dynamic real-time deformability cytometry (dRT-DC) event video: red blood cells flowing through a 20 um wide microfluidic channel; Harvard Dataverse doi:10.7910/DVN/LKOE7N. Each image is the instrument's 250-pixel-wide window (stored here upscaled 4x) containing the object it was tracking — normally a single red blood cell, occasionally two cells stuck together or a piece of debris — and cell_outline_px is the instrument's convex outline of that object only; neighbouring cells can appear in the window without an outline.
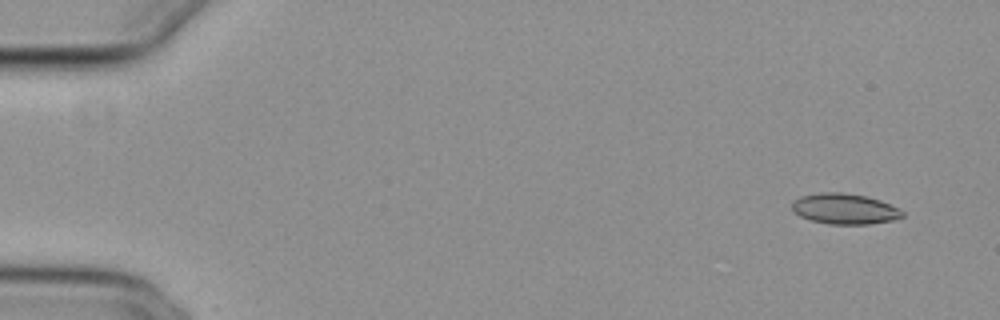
{"species": "common noctule bat (a hibernating species)", "species_latin": "Nyctalus noctula", "temperature_condition": "cold", "stored_images_in_passage": 29, "camera_frame_rate_fps": 3000, "um_per_image_px": 0.085, "animal": {"sex": "female", "body_mass_g": 29.2, "forearm_length_mm": 56.3}, "frame": {"image": 1, "passage_image": 1, "time_ms": 0.0, "image_size_px": [1000, 320], "cell_outline_px": [[904, 216], [892, 220], [868, 224], [828, 224], [812, 220], [800, 216], [792, 212], [792, 200], [800, 196], [820, 192], [840, 192], [868, 196], [880, 200], [900, 208], [904, 212]], "centroid_in_image_um": [71.78, 17.74], "position_along_channel_um": 13.2, "area_um2": 19.88}}
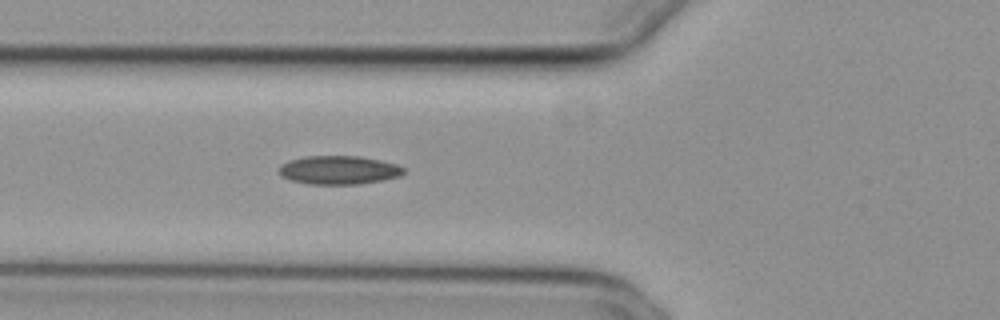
{"frame": {"image": 2, "passage_image": 18, "time_ms": 5.667, "image_size_px": [1000, 320], "cell_outline_px": [[404, 172], [400, 176], [360, 184], [308, 184], [288, 180], [280, 176], [276, 172], [280, 164], [288, 160], [304, 156], [360, 156], [380, 160], [396, 164], [404, 168]], "centroid_in_image_um": [28.71, 14.45], "position_along_channel_um": 97.1, "area_um2": 21.04}}
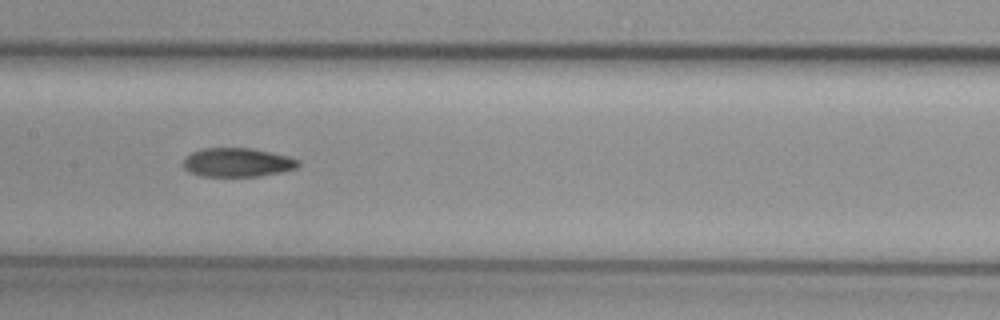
{"frame": {"image": 3, "passage_image": 25, "time_ms": 8.0, "image_size_px": [1000, 320], "cell_outline_px": [[300, 164], [296, 168], [284, 172], [260, 176], [200, 176], [188, 172], [184, 168], [184, 160], [192, 152], [204, 148], [252, 148], [288, 156], [300, 160]], "centroid_in_image_um": [20.21, 13.81], "position_along_channel_um": 187.2, "area_um2": 19.42}}